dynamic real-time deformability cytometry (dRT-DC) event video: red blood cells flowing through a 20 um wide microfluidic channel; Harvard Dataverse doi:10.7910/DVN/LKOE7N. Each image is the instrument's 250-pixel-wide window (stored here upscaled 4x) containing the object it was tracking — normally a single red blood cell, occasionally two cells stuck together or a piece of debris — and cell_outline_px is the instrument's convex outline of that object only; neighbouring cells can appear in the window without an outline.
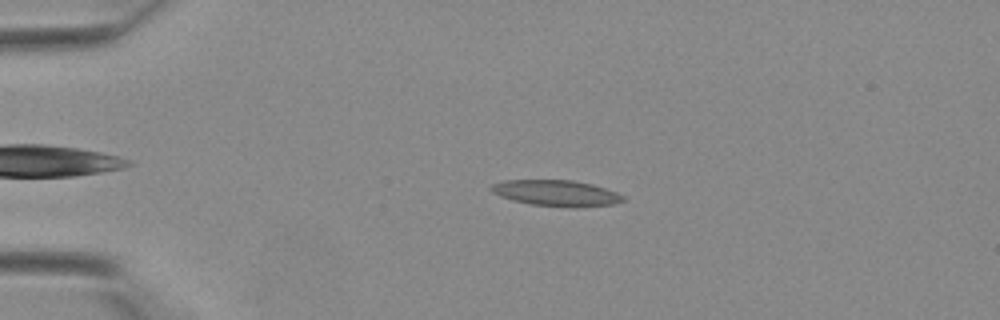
{"species": "Egyptian fruit bat (a non-hibernating species)", "species_latin": "Rousettus aegyptiacus", "temperature_condition": "warm", "stored_images_in_passage": 41, "camera_frame_rate_fps": 3000, "um_per_image_px": 0.085, "animal": {"sex": "female"}, "frame": {"image": 1, "passage_image": 9, "time_ms": 2.667, "image_size_px": [1000, 320], "cell_outline_px": [[624, 200], [612, 204], [528, 204], [512, 200], [500, 196], [492, 192], [492, 184], [504, 180], [572, 180], [592, 184], [616, 192], [624, 196]], "centroid_in_image_um": [47.19, 16.35], "position_along_channel_um": 37.8, "area_um2": 18.73}}
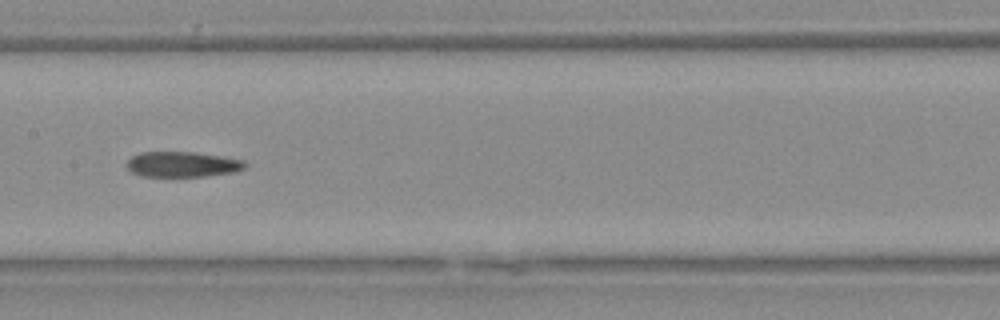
{"frame": {"image": 2, "passage_image": 21, "time_ms": 6.667, "image_size_px": [1000, 320], "cell_outline_px": [[248, 164], [244, 168], [232, 172], [204, 176], [140, 176], [132, 172], [124, 164], [132, 156], [140, 152], [196, 152], [244, 160]], "centroid_in_image_um": [15.47, 13.96], "position_along_channel_um": 191.9, "area_um2": 17.46}}
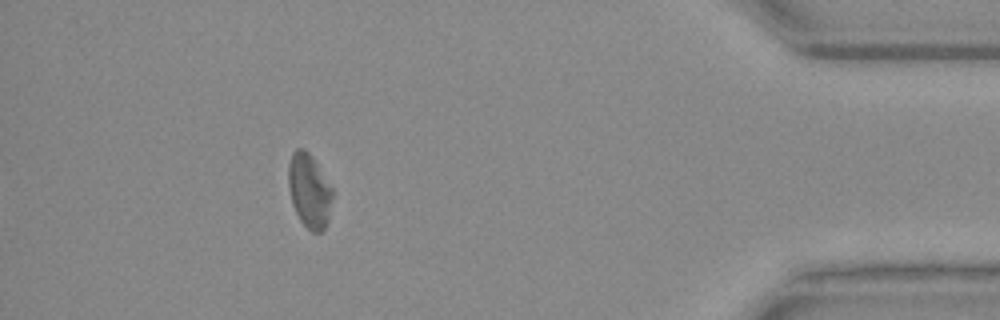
{"frame": {"image": 3, "passage_image": 37, "time_ms": 12.0, "image_size_px": [1000, 320], "cell_outline_px": [[332, 196], [328, 220], [324, 228], [320, 232], [312, 232], [300, 220], [292, 204], [288, 188], [288, 164], [292, 152], [296, 148], [304, 148], [312, 156], [332, 188]], "centroid_in_image_um": [26.26, 16.19], "position_along_channel_um": 408.9, "area_um2": 18.96}}